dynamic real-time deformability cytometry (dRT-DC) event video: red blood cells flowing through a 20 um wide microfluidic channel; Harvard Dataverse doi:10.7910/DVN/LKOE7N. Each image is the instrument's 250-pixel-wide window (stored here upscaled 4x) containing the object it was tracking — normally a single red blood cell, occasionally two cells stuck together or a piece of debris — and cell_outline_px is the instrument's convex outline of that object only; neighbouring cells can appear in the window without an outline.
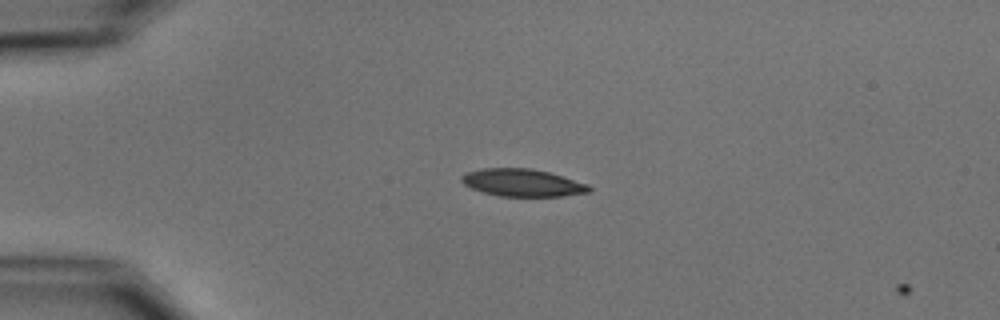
{"species": "common noctule bat (a hibernating species)", "species_latin": "Nyctalus noctula", "temperature_condition": "cold", "stored_images_in_passage": 2, "camera_frame_rate_fps": 3000, "um_per_image_px": 0.085, "animal": {"sex": "male", "body_mass_g": 15.6}, "frame": {"image": 1, "passage_image": 1, "time_ms": 0.0, "image_size_px": [1000, 320], "cell_outline_px": [[592, 188], [588, 192], [564, 196], [500, 196], [484, 192], [472, 188], [464, 184], [460, 180], [460, 176], [464, 172], [480, 168], [532, 168], [548, 172], [588, 184]], "centroid_in_image_um": [44.37, 15.52], "position_along_channel_um": 40.6, "area_um2": 20.4}}